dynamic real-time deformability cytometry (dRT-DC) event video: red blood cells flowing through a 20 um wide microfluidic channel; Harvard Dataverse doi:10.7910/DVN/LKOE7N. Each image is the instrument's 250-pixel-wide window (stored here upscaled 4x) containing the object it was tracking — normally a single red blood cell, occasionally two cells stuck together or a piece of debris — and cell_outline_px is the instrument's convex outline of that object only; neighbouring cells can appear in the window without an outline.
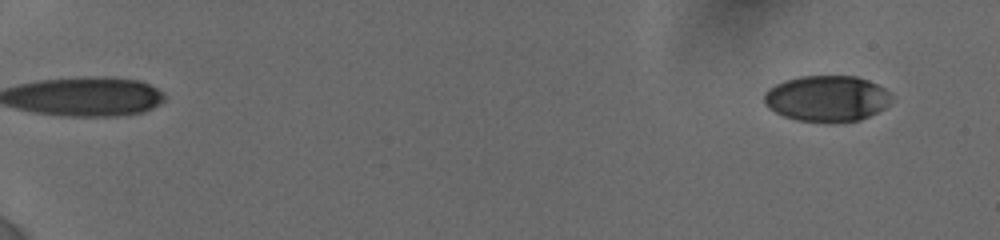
{"species": "human", "species_latin": "Homo sapiens", "temperature_condition": "cold", "stored_images_in_passage": 62, "camera_frame_rate_fps": 3000, "um_per_image_px": 0.085, "donor": {"sex": "female"}, "frame": {"image": 1, "passage_image": 5, "time_ms": 1.0, "image_size_px": [1000, 240], "cell_outline_px": [[892, 100], [884, 108], [860, 120], [796, 120], [784, 116], [768, 108], [764, 104], [764, 92], [768, 88], [784, 80], [800, 76], [856, 76], [868, 80], [884, 88], [892, 96]], "centroid_in_image_um": [70.26, 8.34], "position_along_channel_um": 14.7, "area_um2": 33.64}}
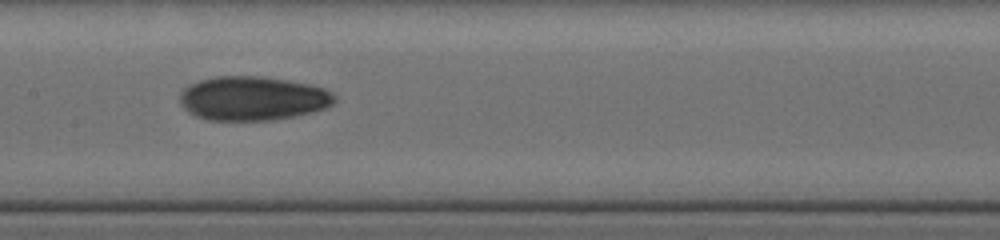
{"frame": {"image": 2, "passage_image": 37, "time_ms": 10.333, "image_size_px": [1000, 240], "cell_outline_px": [[336, 100], [332, 104], [324, 108], [292, 116], [272, 120], [208, 120], [196, 116], [188, 112], [180, 104], [180, 92], [188, 84], [200, 80], [216, 76], [264, 76], [288, 80], [308, 84], [324, 88], [332, 92], [336, 96]], "centroid_in_image_um": [21.45, 8.35], "position_along_channel_um": 186.0, "area_um2": 39.77}}
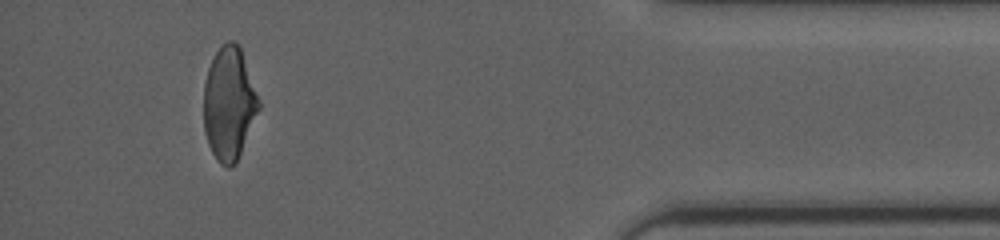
{"frame": {"image": 3, "passage_image": 59, "time_ms": 17.333, "image_size_px": [1000, 240], "cell_outline_px": [[260, 108], [236, 164], [228, 168], [220, 164], [216, 160], [208, 144], [204, 128], [204, 80], [208, 68], [216, 52], [228, 40], [232, 40], [240, 44], [260, 100]], "centroid_in_image_um": [19.48, 8.81], "position_along_channel_um": 415.7, "area_um2": 36.59}, "authors_computed_cell_mechanics": {"area_um2": 36.9631, "velocity_mm_per_s": 3.857, "shape_relaxation_time_tau1_ms": 6.6811, "shape_relaxation_time_tau2_ms": 2.1791, "deformation_change_tau1": 0.1841, "deformation_change_tau2": 0.0678}}